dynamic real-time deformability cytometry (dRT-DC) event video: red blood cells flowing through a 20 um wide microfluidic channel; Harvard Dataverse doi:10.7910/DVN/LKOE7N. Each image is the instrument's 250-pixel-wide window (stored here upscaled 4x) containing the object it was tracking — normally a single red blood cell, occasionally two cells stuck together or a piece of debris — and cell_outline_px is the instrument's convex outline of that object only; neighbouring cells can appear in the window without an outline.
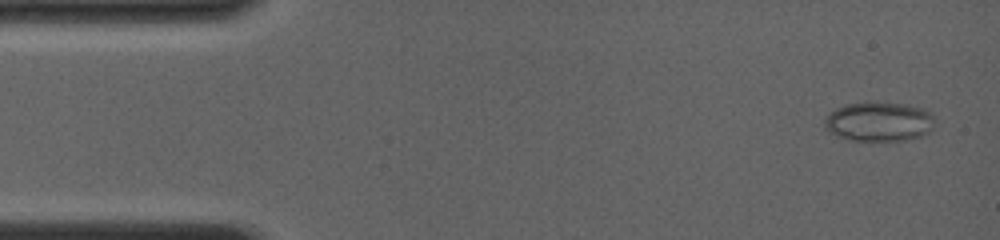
{"species": "common noctule bat (a hibernating species)", "species_latin": "Nyctalus noctula", "temperature_condition": "room temperature", "stored_images_in_passage": 9, "camera_frame_rate_fps": 4000, "um_per_image_px": 0.085, "animal": {"sex": "female", "body_mass_g": 19.0, "forearm_length_mm": 56.7}, "frame": {"image": 1, "passage_image": 2, "time_ms": 0.5, "image_size_px": [1000, 240], "cell_outline_px": [[932, 128], [928, 132], [920, 136], [904, 140], [852, 140], [836, 136], [828, 132], [824, 128], [824, 120], [836, 108], [848, 104], [900, 104], [924, 108], [932, 116]], "centroid_in_image_um": [74.67, 10.37], "position_along_channel_um": 10.3, "area_um2": 24.51}}